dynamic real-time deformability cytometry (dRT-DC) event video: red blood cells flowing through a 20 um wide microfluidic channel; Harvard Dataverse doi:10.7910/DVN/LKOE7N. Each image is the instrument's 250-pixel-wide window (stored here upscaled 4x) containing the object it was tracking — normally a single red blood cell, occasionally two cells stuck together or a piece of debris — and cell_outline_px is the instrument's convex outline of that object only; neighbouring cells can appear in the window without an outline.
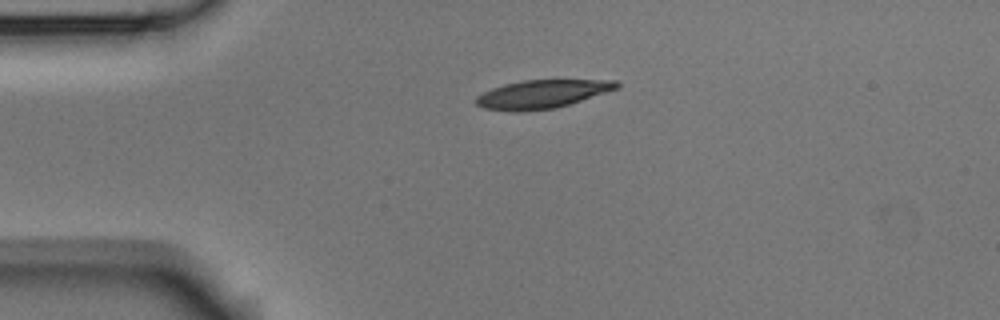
{"species": "Egyptian fruit bat (a non-hibernating species)", "species_latin": "Rousettus aegyptiacus", "temperature_condition": "room temperature", "stored_images_in_passage": 2, "camera_frame_rate_fps": 3000, "um_per_image_px": 0.085, "animal": {"sex": "male"}, "frame": {"image": 1, "passage_image": 2, "time_ms": 0.333, "image_size_px": [1000, 320], "cell_outline_px": [[620, 88], [556, 108], [520, 112], [516, 112], [484, 108], [476, 104], [476, 96], [492, 88], [504, 84], [524, 80], [616, 80], [620, 84]], "centroid_in_image_um": [46.09, 8.0], "position_along_channel_um": 38.9, "area_um2": 23.24}}